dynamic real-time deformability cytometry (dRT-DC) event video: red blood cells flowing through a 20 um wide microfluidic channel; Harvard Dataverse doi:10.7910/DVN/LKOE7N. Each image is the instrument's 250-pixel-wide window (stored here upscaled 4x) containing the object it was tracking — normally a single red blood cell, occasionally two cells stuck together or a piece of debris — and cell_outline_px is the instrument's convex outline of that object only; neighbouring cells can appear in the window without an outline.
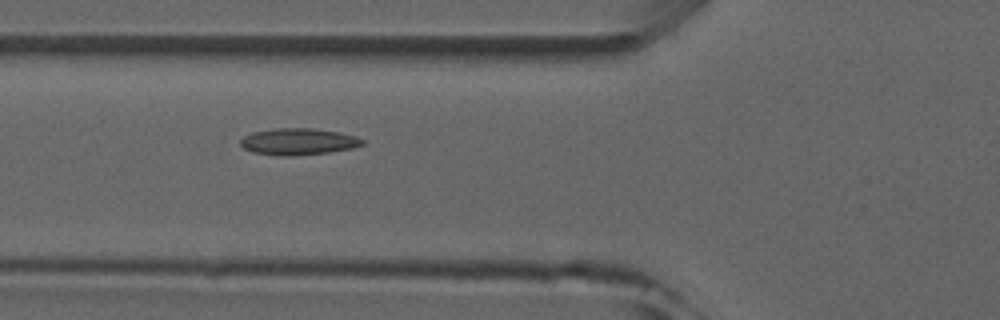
{"species": "common noctule bat (a hibernating species)", "species_latin": "Nyctalus noctula", "temperature_condition": "room temperature", "stored_images_in_passage": 6, "camera_frame_rate_fps": 3000, "um_per_image_px": 0.085, "animal": {"sex": "male", "forearm_length_mm": 52.5}, "frame": {"image": 1, "passage_image": 6, "time_ms": 5.667, "image_size_px": [1000, 320], "cell_outline_px": [[364, 144], [352, 148], [328, 152], [292, 156], [280, 156], [252, 152], [244, 148], [240, 144], [240, 140], [244, 136], [252, 132], [276, 128], [312, 128], [340, 132], [356, 136], [364, 140]], "centroid_in_image_um": [25.35, 12.03], "position_along_channel_um": 100.4, "area_um2": 18.96}}